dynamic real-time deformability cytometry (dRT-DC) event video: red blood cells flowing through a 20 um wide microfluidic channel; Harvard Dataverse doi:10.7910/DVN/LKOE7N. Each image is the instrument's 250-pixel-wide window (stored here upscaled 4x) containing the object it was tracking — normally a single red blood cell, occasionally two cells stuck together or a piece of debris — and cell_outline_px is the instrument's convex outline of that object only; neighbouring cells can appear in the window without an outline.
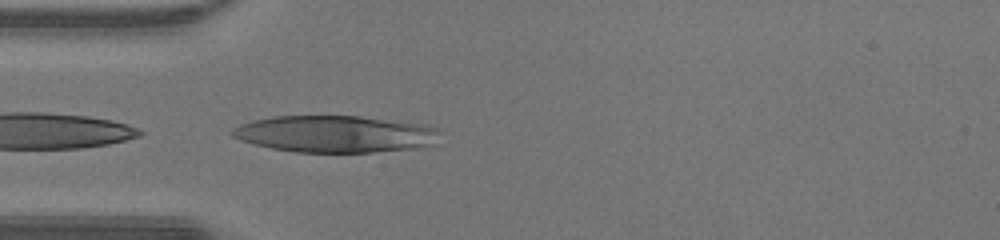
{"species": "human", "species_latin": "Homo sapiens", "temperature_condition": "warm", "stored_images_in_passage": 6, "camera_frame_rate_fps": 3000, "um_per_image_px": 0.085, "donor": {"sex": "male"}, "frame": {"image": 1, "passage_image": 6, "time_ms": 1.667, "image_size_px": [1000, 240], "cell_outline_px": [[440, 132], [436, 144], [416, 148], [372, 152], [296, 152], [272, 148], [240, 140], [232, 136], [228, 132], [232, 128], [240, 124], [252, 120], [272, 116], [360, 116], [424, 124], [436, 128]], "centroid_in_image_um": [28.48, 11.38], "position_along_channel_um": 56.5, "area_um2": 44.8}}